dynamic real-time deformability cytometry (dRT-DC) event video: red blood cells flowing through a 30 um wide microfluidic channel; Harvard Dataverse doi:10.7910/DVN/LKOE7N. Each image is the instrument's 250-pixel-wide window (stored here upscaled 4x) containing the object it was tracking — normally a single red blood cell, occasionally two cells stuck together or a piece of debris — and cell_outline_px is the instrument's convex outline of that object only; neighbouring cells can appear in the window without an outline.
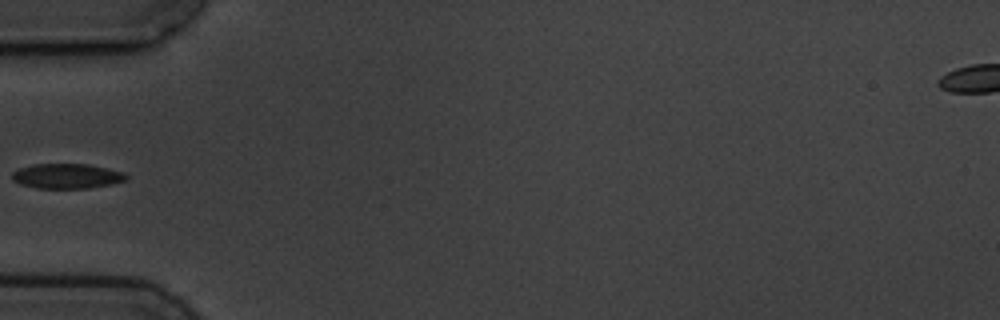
{"species": "common noctule bat (a hibernating species)", "species_latin": "Nyctalus noctula", "temperature_condition": "cold", "stored_images_in_passage": 9, "camera_frame_rate_fps": 3000, "um_per_image_px": 0.085, "animal": {"sex": "male", "body_mass_g": 19.5, "forearm_length_mm": 54.6}, "frame": {"image": 1, "passage_image": 4, "time_ms": 3.667, "image_size_px": [1000, 320], "cell_outline_px": [[128, 180], [112, 184], [88, 188], [36, 188], [20, 184], [12, 180], [12, 172], [20, 168], [32, 164], [88, 164], [108, 168], [124, 172], [128, 176]], "centroid_in_image_um": [5.7, 14.96], "position_along_channel_um": 79.3, "area_um2": 16.7}}
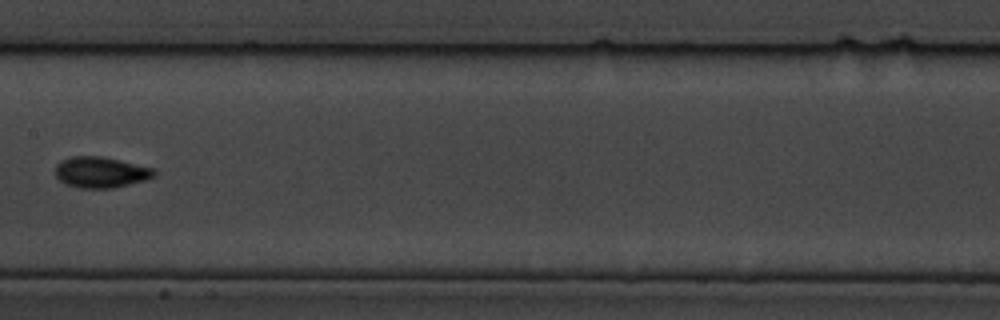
{"frame": {"image": 2, "passage_image": 7, "time_ms": 7.0, "image_size_px": [1000, 320], "cell_outline_px": [[156, 176], [144, 180], [112, 188], [80, 188], [64, 184], [56, 176], [56, 164], [60, 160], [68, 156], [100, 156], [156, 168]], "centroid_in_image_um": [8.55, 14.63], "position_along_channel_um": 198.8, "area_um2": 17.92}}
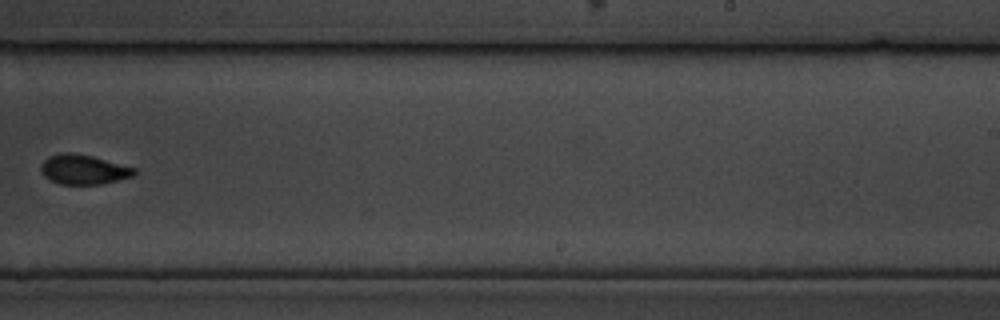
{"frame": {"image": 3, "passage_image": 9, "time_ms": 9.333, "image_size_px": [1000, 320], "cell_outline_px": [[136, 172], [132, 176], [104, 184], [60, 184], [44, 176], [40, 168], [40, 164], [48, 156], [60, 152], [72, 152], [92, 156], [136, 168]], "centroid_in_image_um": [7.08, 14.39], "position_along_channel_um": 281.9, "area_um2": 16.18}}